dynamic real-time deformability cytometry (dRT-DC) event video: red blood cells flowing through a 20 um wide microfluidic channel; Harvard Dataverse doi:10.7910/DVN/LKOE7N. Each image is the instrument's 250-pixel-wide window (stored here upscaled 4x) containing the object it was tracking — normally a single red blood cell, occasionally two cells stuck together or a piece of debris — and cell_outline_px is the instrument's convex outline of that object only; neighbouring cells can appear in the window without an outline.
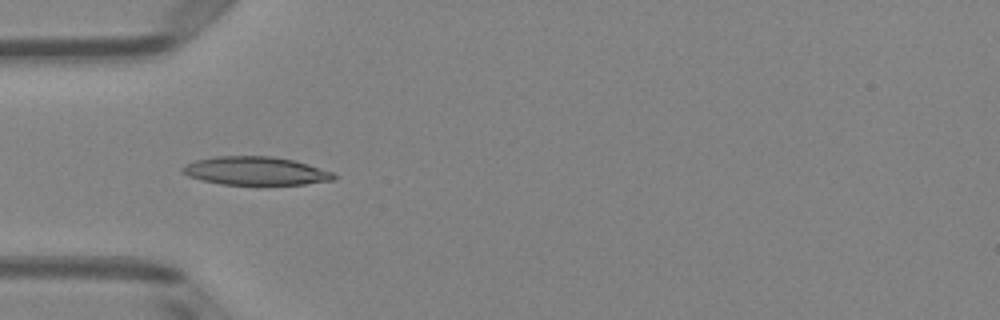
{"species": "Egyptian fruit bat (a non-hibernating species)", "species_latin": "Rousettus aegyptiacus", "temperature_condition": "room temperature", "stored_images_in_passage": 37, "camera_frame_rate_fps": 3000, "um_per_image_px": 0.085, "animal": {"sex": "female"}, "frame": {"image": 1, "passage_image": 2, "time_ms": 0.333, "image_size_px": [1000, 320], "cell_outline_px": [[336, 180], [304, 184], [220, 184], [188, 176], [180, 172], [180, 168], [184, 164], [196, 160], [216, 156], [272, 156], [296, 160], [332, 172], [336, 176]], "centroid_in_image_um": [21.71, 14.52], "position_along_channel_um": 63.3, "area_um2": 25.03}}
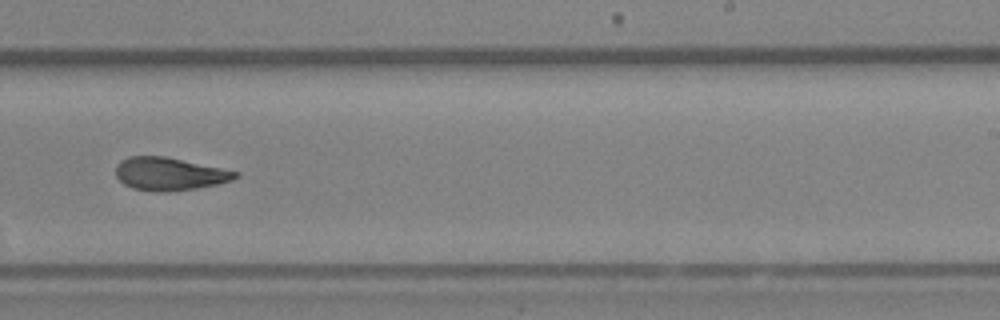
{"frame": {"image": 2, "passage_image": 18, "time_ms": 5.667, "image_size_px": [1000, 320], "cell_outline_px": [[240, 176], [232, 180], [216, 184], [196, 188], [168, 192], [156, 192], [132, 188], [124, 184], [116, 176], [116, 164], [120, 160], [128, 156], [164, 156], [240, 172]], "centroid_in_image_um": [14.38, 14.78], "position_along_channel_um": 274.6, "area_um2": 22.95}}
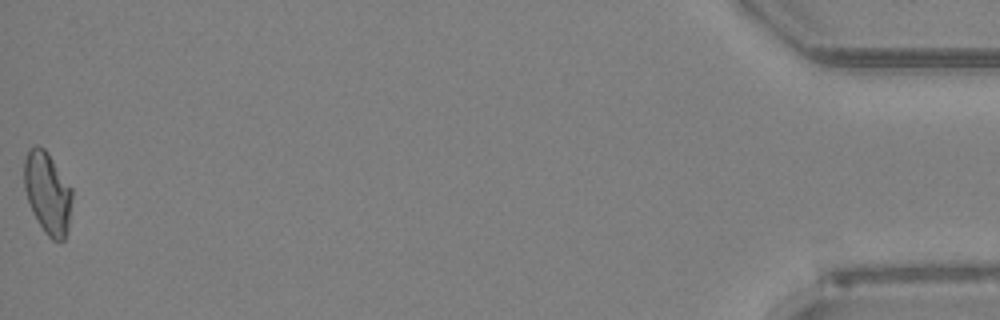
{"frame": {"image": 3, "passage_image": 37, "time_ms": 12.0, "image_size_px": [1000, 320], "cell_outline_px": [[72, 196], [68, 228], [64, 240], [52, 240], [44, 232], [32, 212], [24, 188], [24, 160], [28, 148], [36, 144], [44, 148], [48, 152], [72, 188]], "centroid_in_image_um": [4.03, 16.36], "position_along_channel_um": 431.2, "area_um2": 23.0}, "authors_computed_cell_mechanics": {"area_um2": 23.0044, "velocity_mm_per_s": 4.0033, "shape_relaxation_time_tau1_ms": 11.1885, "shape_relaxation_time_tau2_ms": 3.2192, "deformation_change_tau1": 0.2486, "deformation_change_tau2": 0.1135}}